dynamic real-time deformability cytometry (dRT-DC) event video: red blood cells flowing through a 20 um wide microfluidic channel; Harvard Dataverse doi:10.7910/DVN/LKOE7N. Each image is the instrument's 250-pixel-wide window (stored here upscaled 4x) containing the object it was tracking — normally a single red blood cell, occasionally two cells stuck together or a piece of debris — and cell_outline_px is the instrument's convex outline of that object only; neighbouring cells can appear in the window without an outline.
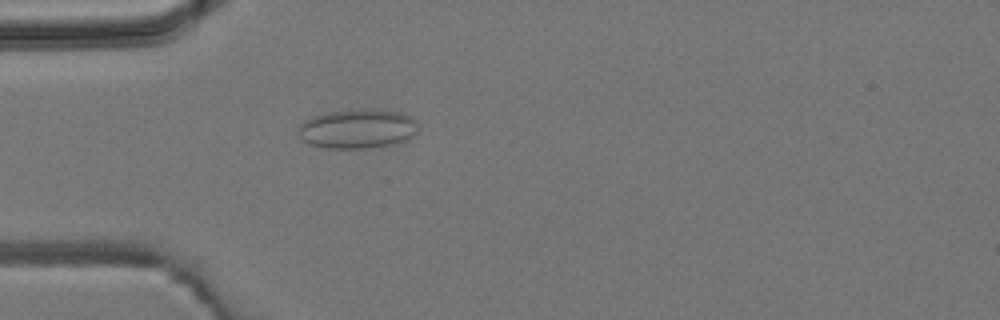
{"species": "common noctule bat (a hibernating species)", "species_latin": "Nyctalus noctula", "temperature_condition": "room temperature", "stored_images_in_passage": 5, "camera_frame_rate_fps": 3000, "um_per_image_px": 0.085, "animal": {"sex": "male", "body_mass_g": 19.2, "forearm_length_mm": 51.8}, "frame": {"image": 1, "passage_image": 5, "time_ms": 6.0, "image_size_px": [1000, 320], "cell_outline_px": [[420, 128], [408, 140], [392, 144], [364, 148], [328, 148], [312, 144], [304, 140], [300, 136], [300, 124], [304, 120], [316, 116], [332, 112], [396, 112], [408, 116], [416, 120]], "centroid_in_image_um": [30.43, 11.0], "position_along_channel_um": 54.6, "area_um2": 26.13}}